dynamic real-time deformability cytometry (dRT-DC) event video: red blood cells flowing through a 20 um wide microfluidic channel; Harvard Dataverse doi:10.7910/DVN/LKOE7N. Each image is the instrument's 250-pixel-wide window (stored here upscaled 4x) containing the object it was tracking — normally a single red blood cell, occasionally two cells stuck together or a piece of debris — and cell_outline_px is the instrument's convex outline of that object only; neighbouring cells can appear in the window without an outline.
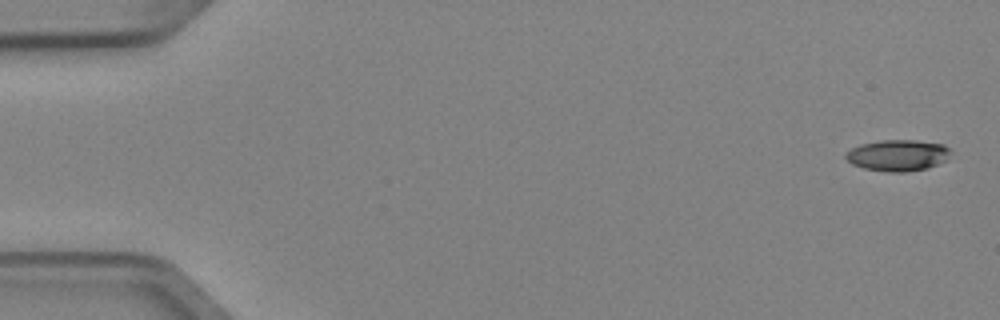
{"species": "Egyptian fruit bat (a non-hibernating species)", "species_latin": "Rousettus aegyptiacus", "temperature_condition": "cold", "stored_images_in_passage": 4, "camera_frame_rate_fps": 3000, "um_per_image_px": 0.085, "animal": {"sex": "female"}, "frame": {"image": 1, "passage_image": 1, "time_ms": 0.0, "image_size_px": [1000, 320], "cell_outline_px": [[952, 152], [948, 160], [928, 168], [908, 172], [888, 172], [864, 168], [852, 164], [844, 156], [852, 148], [860, 144], [880, 140], [916, 140], [944, 144]], "centroid_in_image_um": [76.36, 13.2], "position_along_channel_um": 8.6, "area_um2": 19.31}}
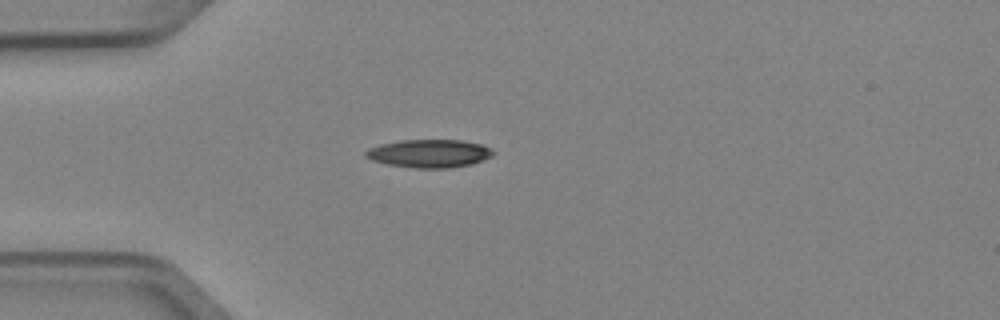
{"frame": {"image": 2, "passage_image": 4, "time_ms": 1.0, "image_size_px": [1000, 320], "cell_outline_px": [[496, 152], [492, 156], [472, 164], [448, 168], [416, 168], [388, 164], [372, 160], [364, 156], [364, 152], [368, 148], [380, 144], [400, 140], [460, 140], [480, 144]], "centroid_in_image_um": [36.46, 13.04], "position_along_channel_um": 48.5, "area_um2": 20.81}}